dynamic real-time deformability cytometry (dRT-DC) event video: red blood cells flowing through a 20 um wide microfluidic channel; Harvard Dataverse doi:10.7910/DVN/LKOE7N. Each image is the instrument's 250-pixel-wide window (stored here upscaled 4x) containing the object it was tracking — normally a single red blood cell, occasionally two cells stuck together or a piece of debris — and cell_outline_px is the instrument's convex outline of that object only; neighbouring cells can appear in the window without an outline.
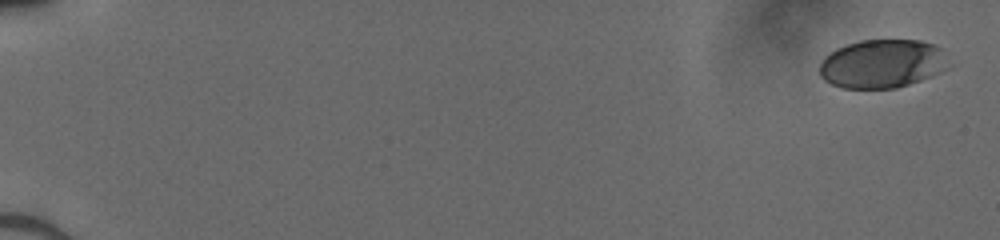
{"species": "human", "species_latin": "Homo sapiens", "temperature_condition": "cold", "stored_images_in_passage": 51, "camera_frame_rate_fps": 3000, "um_per_image_px": 0.085, "donor": {"sex": "male"}, "frame": {"image": 1, "passage_image": 1, "time_ms": 0.0, "image_size_px": [1000, 240], "cell_outline_px": [[948, 68], [932, 76], [896, 88], [844, 88], [832, 84], [824, 80], [820, 76], [820, 64], [824, 56], [836, 48], [860, 40], [920, 40], [932, 44], [940, 48]], "centroid_in_image_um": [74.94, 5.42], "position_along_channel_um": 10.1, "area_um2": 36.3}}
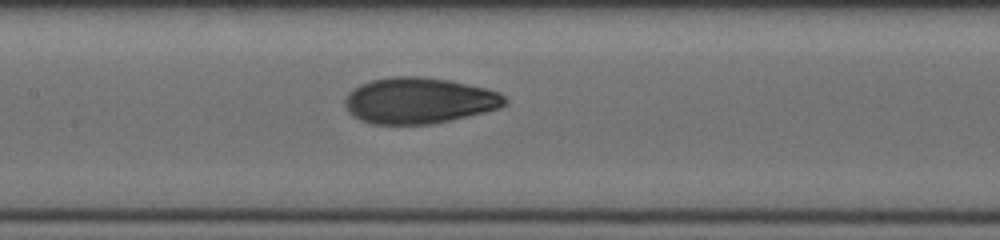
{"frame": {"image": 2, "passage_image": 27, "time_ms": 8.667, "image_size_px": [1000, 240], "cell_outline_px": [[508, 100], [500, 108], [452, 120], [432, 124], [372, 124], [360, 120], [352, 116], [348, 112], [344, 104], [344, 100], [348, 92], [352, 88], [360, 84], [372, 80], [392, 76], [420, 76], [448, 80], [488, 88], [500, 92]], "centroid_in_image_um": [35.6, 8.55], "position_along_channel_um": 171.8, "area_um2": 43.23}}
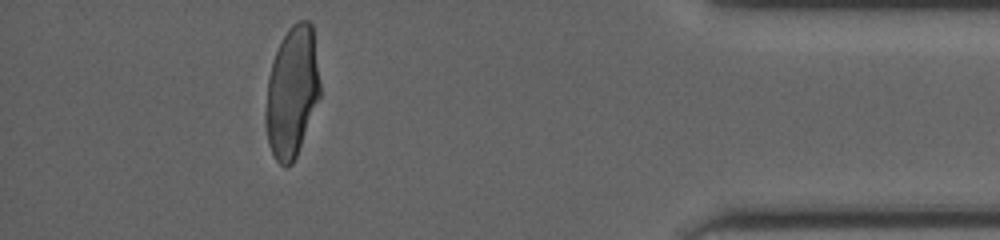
{"frame": {"image": 3, "passage_image": 47, "time_ms": 15.333, "image_size_px": [1000, 240], "cell_outline_px": [[320, 96], [296, 156], [292, 164], [288, 168], [284, 168], [276, 160], [268, 144], [268, 76], [272, 60], [288, 28], [292, 24], [300, 20], [308, 20], [312, 24], [320, 84]], "centroid_in_image_um": [24.85, 7.79], "position_along_channel_um": 410.4, "area_um2": 40.4}}